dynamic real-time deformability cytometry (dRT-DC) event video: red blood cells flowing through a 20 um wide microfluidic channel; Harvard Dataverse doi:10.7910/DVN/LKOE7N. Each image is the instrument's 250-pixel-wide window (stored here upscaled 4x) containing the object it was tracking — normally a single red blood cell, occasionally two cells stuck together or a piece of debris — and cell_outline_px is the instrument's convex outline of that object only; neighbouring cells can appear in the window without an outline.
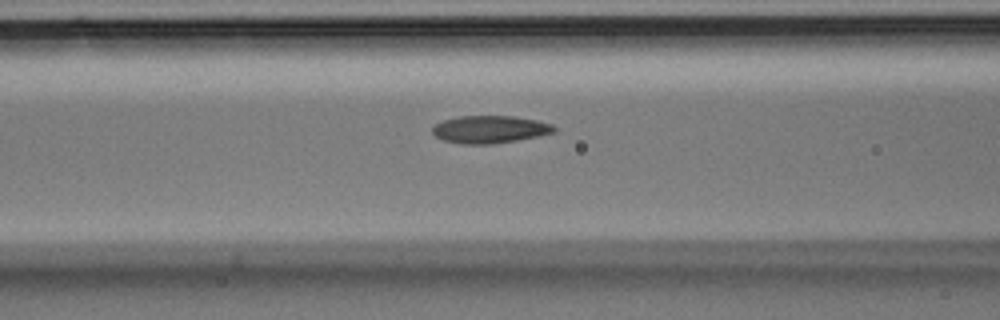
{"species": "Egyptian fruit bat (a non-hibernating species)", "species_latin": "Rousettus aegyptiacus", "temperature_condition": "room temperature", "stored_images_in_passage": 31, "camera_frame_rate_fps": 3000, "um_per_image_px": 0.085, "animal": {"sex": "male"}, "frame": {"image": 1, "passage_image": 11, "time_ms": 3.333, "image_size_px": [1000, 320], "cell_outline_px": [[556, 132], [540, 136], [492, 144], [460, 144], [444, 140], [436, 136], [432, 132], [432, 128], [436, 124], [444, 120], [460, 116], [512, 116], [536, 120], [552, 124], [556, 128]], "centroid_in_image_um": [41.66, 11.0], "position_along_channel_um": 124.9, "area_um2": 19.48}}
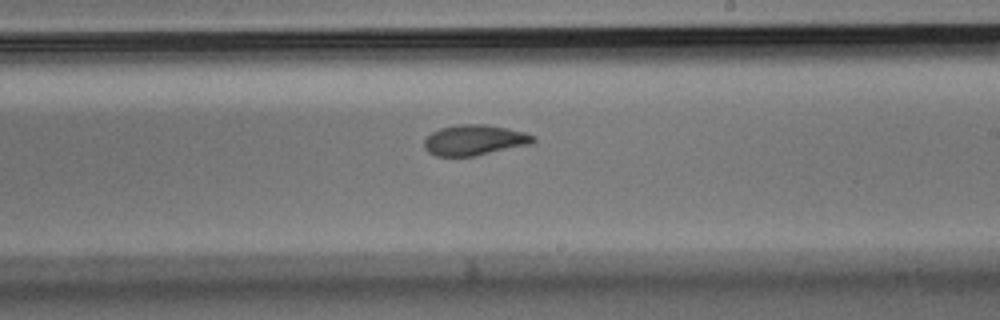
{"frame": {"image": 2, "passage_image": 20, "time_ms": 6.333, "image_size_px": [1000, 320], "cell_outline_px": [[536, 140], [532, 144], [472, 156], [436, 156], [428, 152], [424, 148], [424, 140], [432, 132], [440, 128], [460, 124], [484, 124], [524, 132], [536, 136]], "centroid_in_image_um": [40.32, 11.91], "position_along_channel_um": 248.7, "area_um2": 19.25}}
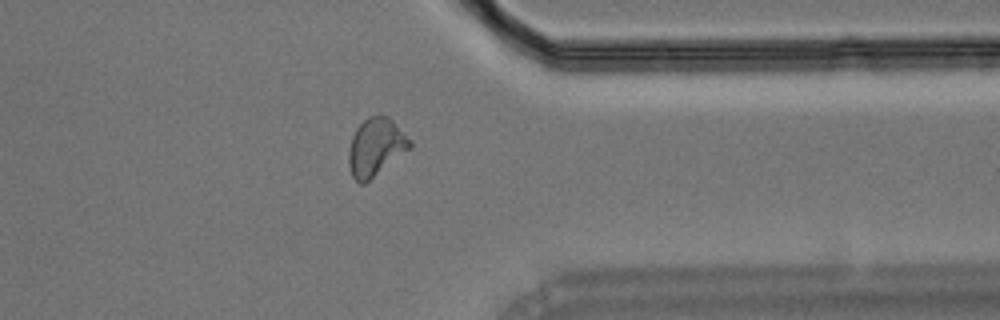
{"frame": {"image": 3, "passage_image": 30, "time_ms": 9.667, "image_size_px": [1000, 320], "cell_outline_px": [[412, 148], [364, 184], [360, 184], [352, 176], [348, 164], [348, 152], [352, 136], [356, 128], [368, 116], [388, 116], [412, 140]], "centroid_in_image_um": [31.95, 12.51], "position_along_channel_um": 379.4, "area_um2": 20.69}}